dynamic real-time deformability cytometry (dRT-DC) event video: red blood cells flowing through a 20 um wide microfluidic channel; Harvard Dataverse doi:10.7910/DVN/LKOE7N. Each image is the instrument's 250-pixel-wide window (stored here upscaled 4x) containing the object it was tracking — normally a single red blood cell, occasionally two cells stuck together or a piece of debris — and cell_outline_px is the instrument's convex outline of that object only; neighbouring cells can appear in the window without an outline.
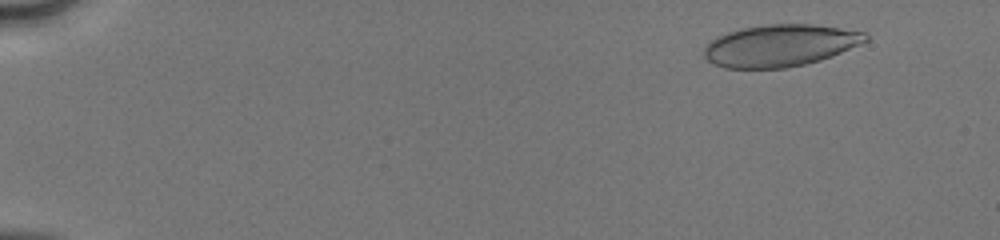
{"species": "human", "species_latin": "Homo sapiens", "temperature_condition": "cold", "stored_images_in_passage": 50, "camera_frame_rate_fps": 3000, "um_per_image_px": 0.085, "donor": {"sex": "male"}, "frame": {"image": 1, "passage_image": 5, "time_ms": 1.333, "image_size_px": [1000, 240], "cell_outline_px": [[868, 40], [860, 44], [832, 56], [820, 60], [804, 64], [784, 68], [724, 68], [708, 60], [704, 56], [704, 48], [716, 36], [728, 32], [744, 28], [768, 24], [812, 24], [868, 32]], "centroid_in_image_um": [66.33, 3.86], "position_along_channel_um": 18.7, "area_um2": 39.3}}
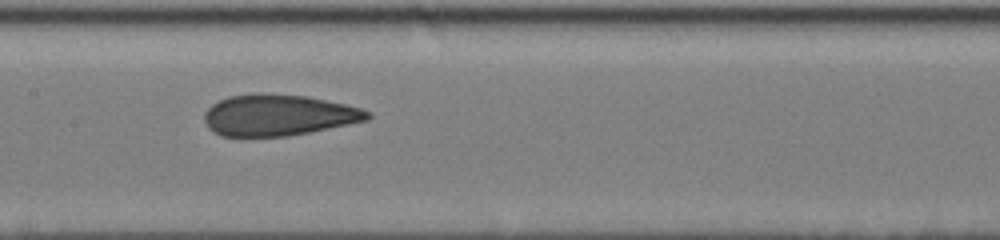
{"frame": {"image": 2, "passage_image": 27, "time_ms": 8.667, "image_size_px": [1000, 240], "cell_outline_px": [[372, 116], [368, 120], [288, 136], [220, 136], [212, 132], [208, 128], [204, 120], [204, 112], [212, 104], [228, 96], [304, 96], [344, 104], [360, 108], [372, 112]], "centroid_in_image_um": [23.66, 9.83], "position_along_channel_um": 183.7, "area_um2": 38.09}}
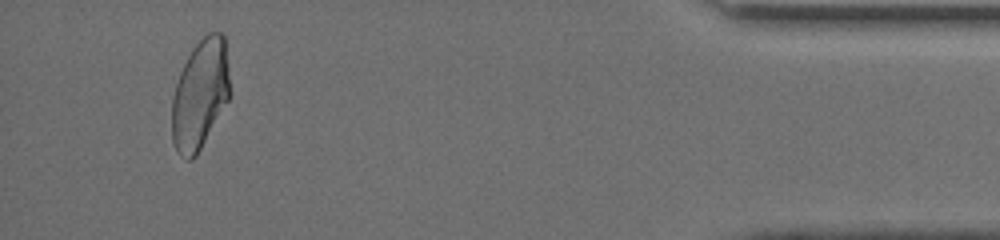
{"frame": {"image": 3, "passage_image": 48, "time_ms": 15.667, "image_size_px": [1000, 240], "cell_outline_px": [[228, 100], [196, 156], [192, 160], [188, 160], [180, 156], [176, 152], [172, 140], [172, 96], [180, 72], [192, 48], [208, 32], [220, 32], [224, 36], [228, 68]], "centroid_in_image_um": [16.97, 8.05], "position_along_channel_um": 418.2, "area_um2": 36.65}, "authors_computed_cell_mechanics": {"area_um2": 39.4196, "velocity_mm_per_s": 4.1457, "shape_relaxation_time_tau1_ms": 8.2199, "shape_relaxation_time_tau2_ms": 1.0213, "deformation_change_tau1": 0.2147, "deformation_change_tau2": 0.0842}}